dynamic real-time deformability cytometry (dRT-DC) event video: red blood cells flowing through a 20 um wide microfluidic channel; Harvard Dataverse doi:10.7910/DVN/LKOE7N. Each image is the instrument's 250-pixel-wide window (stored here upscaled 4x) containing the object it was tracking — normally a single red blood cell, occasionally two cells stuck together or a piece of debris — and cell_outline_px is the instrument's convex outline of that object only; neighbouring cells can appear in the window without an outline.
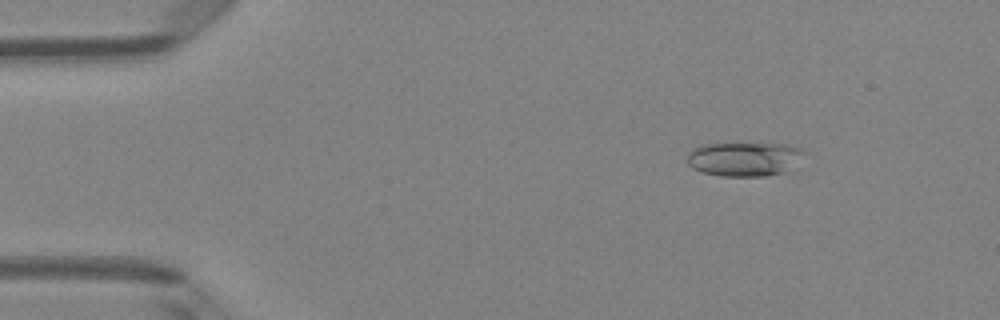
{"species": "Egyptian fruit bat (a non-hibernating species)", "species_latin": "Rousettus aegyptiacus", "temperature_condition": "room temperature", "stored_images_in_passage": 4, "camera_frame_rate_fps": 3000, "um_per_image_px": 0.085, "animal": {"sex": "female"}, "frame": {"image": 1, "passage_image": 2, "time_ms": 0.333, "image_size_px": [1000, 320], "cell_outline_px": [[808, 152], [784, 172], [764, 176], [720, 176], [700, 172], [692, 168], [688, 164], [688, 152], [692, 148], [704, 144], [744, 140], [788, 144], [800, 148]], "centroid_in_image_um": [63.24, 13.45], "position_along_channel_um": 21.8, "area_um2": 24.45}}